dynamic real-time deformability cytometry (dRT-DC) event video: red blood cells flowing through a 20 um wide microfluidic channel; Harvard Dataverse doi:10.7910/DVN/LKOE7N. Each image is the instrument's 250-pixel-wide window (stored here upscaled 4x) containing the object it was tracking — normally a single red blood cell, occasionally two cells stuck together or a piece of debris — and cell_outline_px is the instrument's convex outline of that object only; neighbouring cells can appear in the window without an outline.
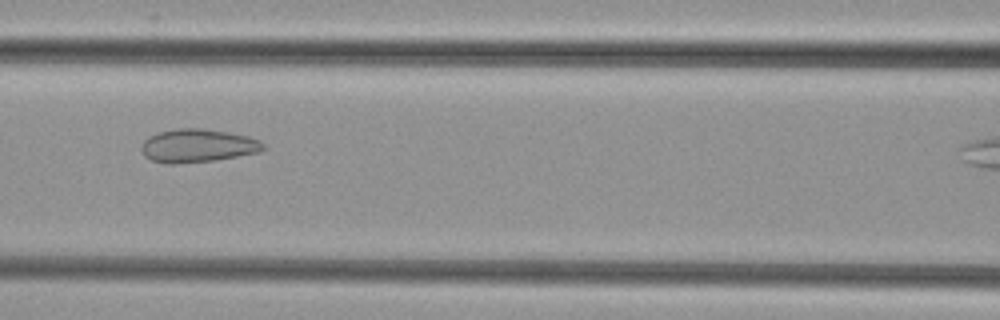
{"species": "common noctule bat (a hibernating species)", "species_latin": "Nyctalus noctula", "temperature_condition": "cold", "stored_images_in_passage": 41, "camera_frame_rate_fps": 3000, "um_per_image_px": 0.085, "animal": {"sex": "female", "body_mass_g": 29.2, "forearm_length_mm": 56.3}, "frame": {"image": 1, "passage_image": 19, "time_ms": 6.0, "image_size_px": [1000, 320], "cell_outline_px": [[268, 148], [260, 152], [216, 160], [176, 164], [164, 164], [152, 160], [144, 156], [140, 148], [144, 140], [148, 136], [160, 132], [176, 128], [204, 128], [228, 132], [248, 136], [260, 140]], "centroid_in_image_um": [16.81, 12.39], "position_along_channel_um": 149.8, "area_um2": 23.99}}
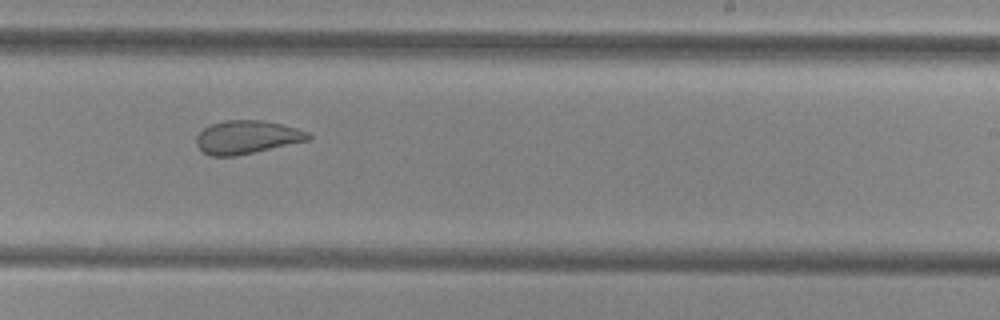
{"frame": {"image": 2, "passage_image": 28, "time_ms": 9.0, "image_size_px": [1000, 320], "cell_outline_px": [[312, 140], [236, 156], [212, 156], [204, 152], [196, 144], [196, 136], [204, 128], [212, 124], [224, 120], [264, 120], [296, 128], [308, 132], [312, 136]], "centroid_in_image_um": [21.02, 11.66], "position_along_channel_um": 268.0, "area_um2": 21.79}}
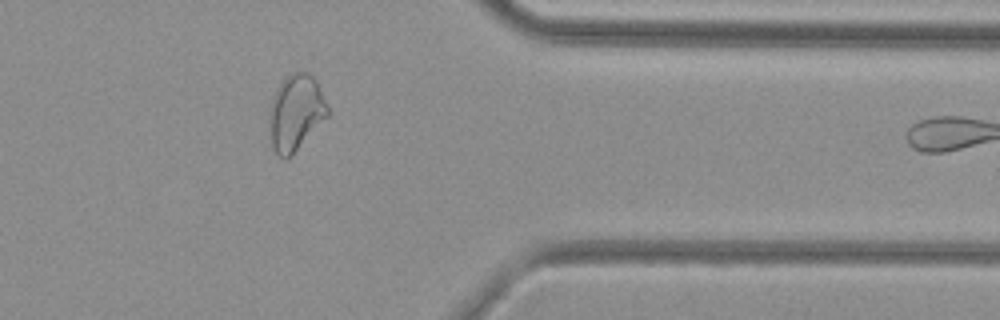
{"frame": {"image": 3, "passage_image": 38, "time_ms": 12.333, "image_size_px": [1000, 320], "cell_outline_px": [[328, 116], [288, 156], [280, 156], [272, 148], [268, 120], [268, 108], [272, 96], [276, 88], [292, 72], [308, 72], [316, 80], [320, 88], [328, 108]], "centroid_in_image_um": [25.1, 9.51], "position_along_channel_um": 386.3, "area_um2": 25.32}}